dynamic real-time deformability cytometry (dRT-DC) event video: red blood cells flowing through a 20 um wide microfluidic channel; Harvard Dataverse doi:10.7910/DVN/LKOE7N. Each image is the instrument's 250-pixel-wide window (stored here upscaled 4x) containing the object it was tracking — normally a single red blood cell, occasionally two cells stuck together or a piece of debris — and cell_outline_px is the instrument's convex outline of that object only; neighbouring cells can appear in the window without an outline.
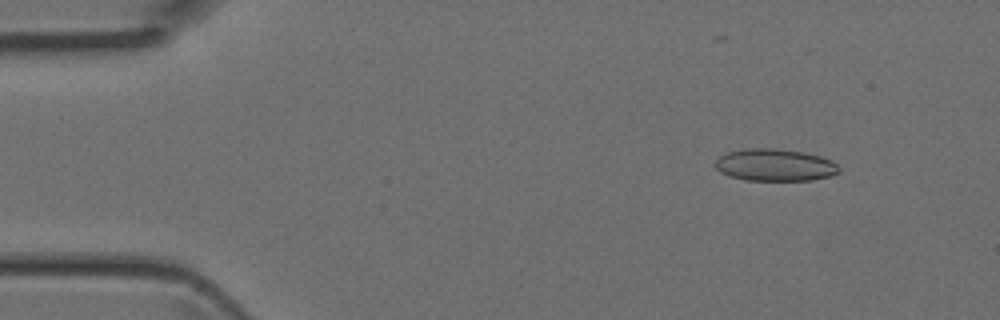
{"species": "Egyptian fruit bat (a non-hibernating species)", "species_latin": "Rousettus aegyptiacus", "temperature_condition": "room temperature", "stored_images_in_passage": 3, "camera_frame_rate_fps": 3000, "um_per_image_px": 0.085, "animal": {"sex": "female"}, "frame": {"image": 1, "passage_image": 1, "time_ms": 0.0, "image_size_px": [1000, 320], "cell_outline_px": [[840, 172], [832, 176], [812, 180], [744, 180], [720, 172], [716, 168], [716, 160], [720, 156], [728, 152], [744, 148], [776, 148], [804, 152], [820, 156], [832, 160], [840, 168]], "centroid_in_image_um": [65.9, 14.02], "position_along_channel_um": 19.1, "area_um2": 23.29}}
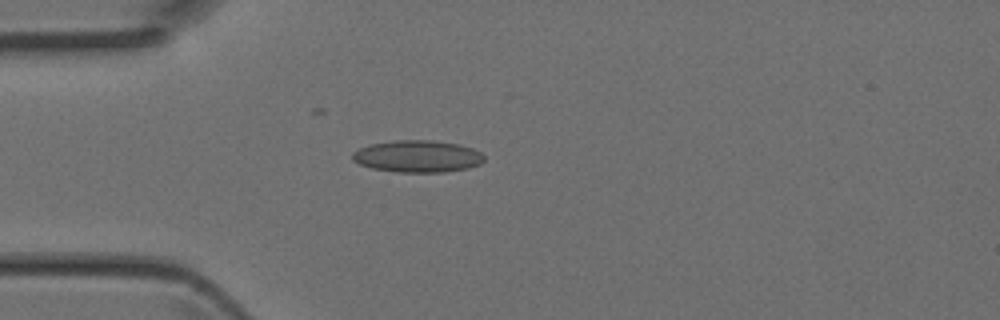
{"frame": {"image": 2, "passage_image": 3, "time_ms": 0.667, "image_size_px": [1000, 320], "cell_outline_px": [[484, 160], [480, 164], [468, 168], [444, 172], [396, 172], [372, 168], [360, 164], [352, 160], [352, 152], [368, 144], [396, 140], [432, 140], [460, 144], [472, 148], [480, 152], [484, 156]], "centroid_in_image_um": [35.49, 13.28], "position_along_channel_um": 49.5, "area_um2": 24.68}}